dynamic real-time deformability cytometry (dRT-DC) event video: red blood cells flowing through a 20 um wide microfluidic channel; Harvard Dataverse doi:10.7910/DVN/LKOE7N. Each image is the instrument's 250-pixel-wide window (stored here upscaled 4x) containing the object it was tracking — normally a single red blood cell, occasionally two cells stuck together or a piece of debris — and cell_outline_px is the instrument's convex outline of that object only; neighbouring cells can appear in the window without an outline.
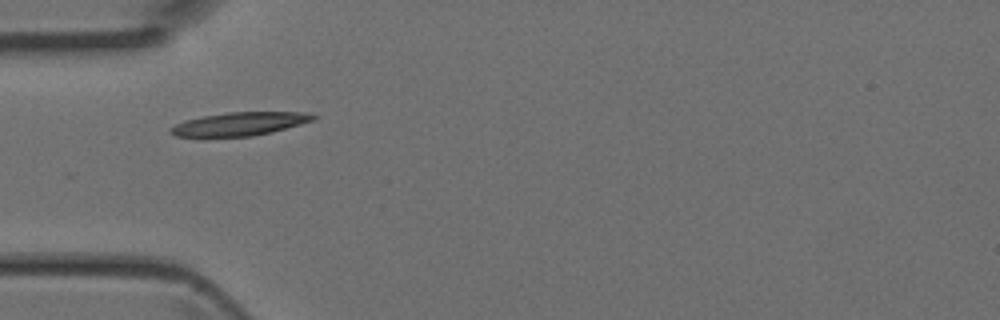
{"species": "Egyptian fruit bat (a non-hibernating species)", "species_latin": "Rousettus aegyptiacus", "temperature_condition": "room temperature", "stored_images_in_passage": 5, "camera_frame_rate_fps": 3000, "um_per_image_px": 0.085, "animal": {"sex": "female"}, "frame": {"image": 1, "passage_image": 4, "time_ms": 1.0, "image_size_px": [1000, 320], "cell_outline_px": [[316, 120], [272, 132], [252, 136], [176, 136], [168, 132], [168, 128], [184, 120], [204, 116], [228, 112], [308, 112], [316, 116]], "centroid_in_image_um": [20.39, 10.52], "position_along_channel_um": 64.6, "area_um2": 19.36}}
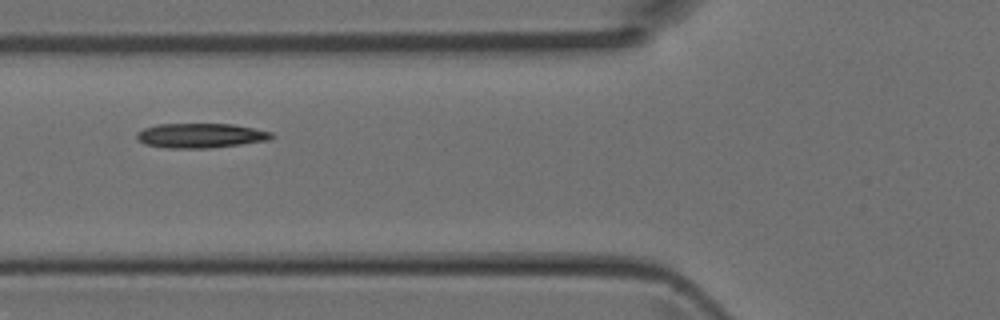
{"frame": {"image": 2, "passage_image": 5, "time_ms": 1.333, "image_size_px": [1000, 320], "cell_outline_px": [[276, 136], [268, 140], [240, 144], [208, 148], [168, 148], [144, 144], [136, 136], [136, 132], [144, 128], [156, 124], [232, 124], [272, 132]], "centroid_in_image_um": [17.04, 11.52], "position_along_channel_um": 108.8, "area_um2": 19.25}}